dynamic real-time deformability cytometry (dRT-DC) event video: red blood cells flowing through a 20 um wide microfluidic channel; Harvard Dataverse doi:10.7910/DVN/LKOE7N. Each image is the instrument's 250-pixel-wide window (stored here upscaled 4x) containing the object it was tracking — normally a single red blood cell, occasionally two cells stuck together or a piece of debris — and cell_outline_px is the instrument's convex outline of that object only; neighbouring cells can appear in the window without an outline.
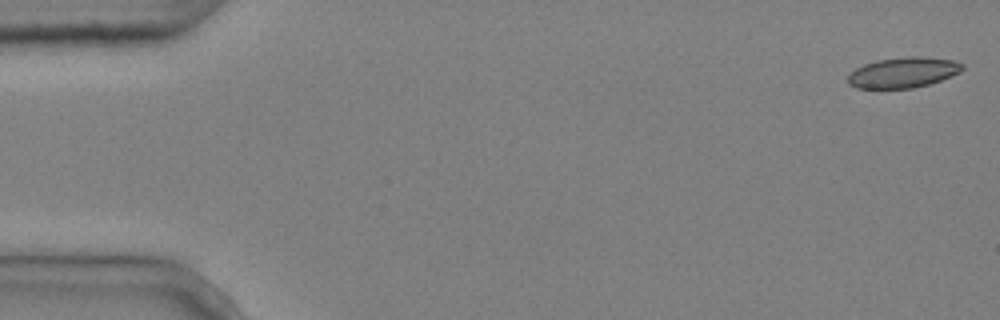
{"species": "common noctule bat (a hibernating species)", "species_latin": "Nyctalus noctula", "temperature_condition": "cold", "stored_images_in_passage": 5, "segment_of_instrument_passage": [1, 2], "camera_frame_rate_fps": 3000, "um_per_image_px": 0.085, "animal": {"sex": "male", "body_mass_g": 20.4}, "frame": {"image": 1, "passage_image": 1, "time_ms": 0.0, "image_size_px": [1000, 320], "cell_outline_px": [[964, 68], [960, 72], [940, 80], [928, 84], [912, 88], [856, 88], [848, 84], [848, 76], [856, 68], [864, 64], [876, 60], [912, 56], [916, 56], [952, 60], [964, 64]], "centroid_in_image_um": [76.76, 6.16], "position_along_channel_um": 8.2, "area_um2": 20.11}}
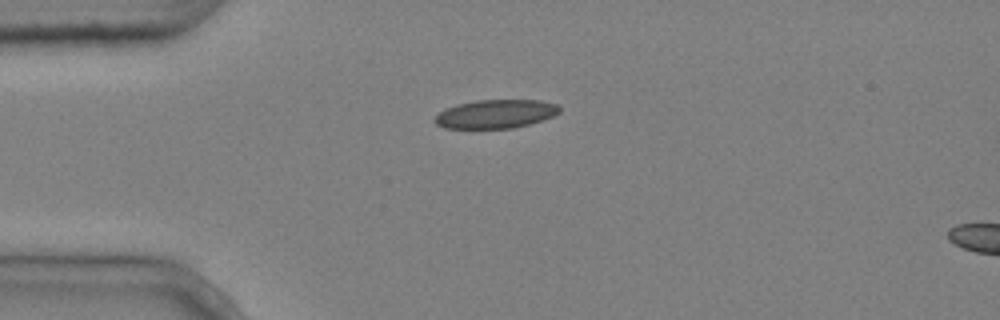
{"frame": {"image": 2, "passage_image": 4, "time_ms": 1.0, "image_size_px": [1000, 320], "cell_outline_px": [[560, 112], [544, 120], [512, 128], [444, 128], [436, 124], [432, 120], [444, 108], [456, 104], [476, 100], [540, 100], [556, 104], [560, 108]], "centroid_in_image_um": [42.1, 9.68], "position_along_channel_um": 42.9, "area_um2": 20.87}}